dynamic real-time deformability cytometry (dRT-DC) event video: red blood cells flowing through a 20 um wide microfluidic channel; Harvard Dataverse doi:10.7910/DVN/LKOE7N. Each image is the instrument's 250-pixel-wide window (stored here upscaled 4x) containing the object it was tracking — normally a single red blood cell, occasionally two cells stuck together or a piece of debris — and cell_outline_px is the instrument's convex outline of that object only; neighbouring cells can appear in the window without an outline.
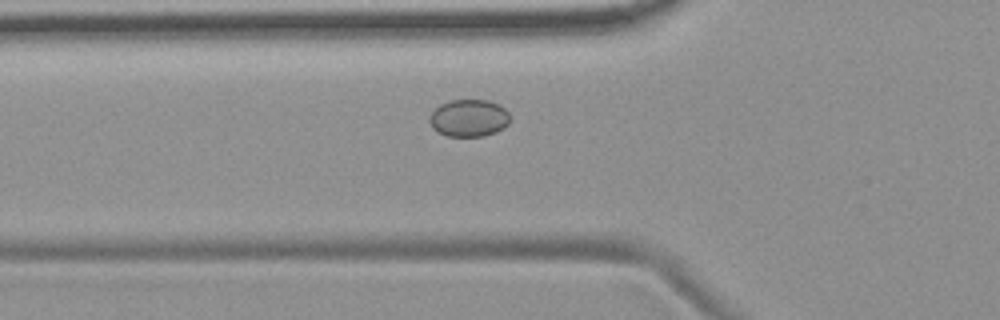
{"species": "common noctule bat (a hibernating species)", "species_latin": "Nyctalus noctula", "temperature_condition": "room temperature", "stored_images_in_passage": 3, "camera_frame_rate_fps": 3000, "um_per_image_px": 0.085, "animal": {"sex": "female", "body_mass_g": 19.9}, "frame": {"image": 1, "passage_image": 3, "time_ms": 2.333, "image_size_px": [1000, 320], "cell_outline_px": [[508, 124], [504, 128], [496, 132], [484, 136], [448, 136], [432, 128], [428, 120], [428, 116], [440, 104], [448, 100], [488, 100], [500, 104], [508, 112]], "centroid_in_image_um": [39.84, 10.02], "position_along_channel_um": 86.0, "area_um2": 17.57}}